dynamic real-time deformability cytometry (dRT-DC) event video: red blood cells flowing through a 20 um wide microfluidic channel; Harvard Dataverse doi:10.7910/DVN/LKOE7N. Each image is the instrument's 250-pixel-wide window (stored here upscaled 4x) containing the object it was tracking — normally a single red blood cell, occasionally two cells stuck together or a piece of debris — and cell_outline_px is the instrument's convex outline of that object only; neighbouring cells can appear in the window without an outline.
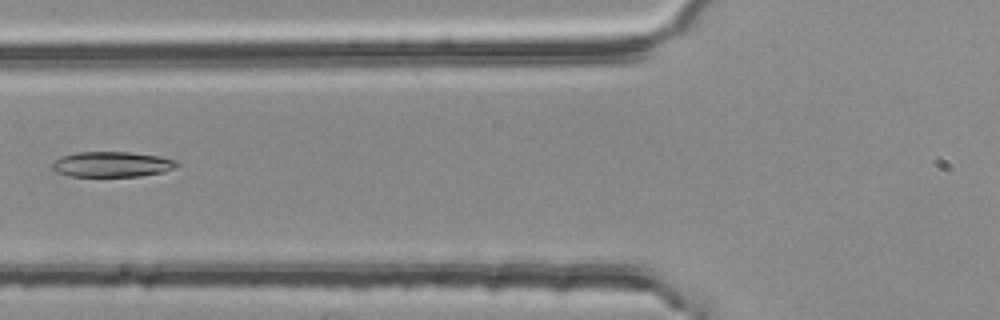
{"species": "common noctule bat (a hibernating species)", "species_latin": "Nyctalus noctula", "temperature_condition": "room temperature", "stored_images_in_passage": 5, "camera_frame_rate_fps": 3000, "um_per_image_px": 0.085, "animal": {"sex": "female", "body_mass_g": 25.1}, "frame": {"image": 1, "passage_image": 5, "time_ms": 1.333, "image_size_px": [1000, 320], "cell_outline_px": [[180, 164], [176, 168], [164, 172], [140, 176], [68, 176], [56, 172], [48, 168], [56, 160], [64, 156], [76, 152], [128, 152], [160, 156], [176, 160]], "centroid_in_image_um": [9.53, 13.97], "position_along_channel_um": 116.3, "area_um2": 18.55}}